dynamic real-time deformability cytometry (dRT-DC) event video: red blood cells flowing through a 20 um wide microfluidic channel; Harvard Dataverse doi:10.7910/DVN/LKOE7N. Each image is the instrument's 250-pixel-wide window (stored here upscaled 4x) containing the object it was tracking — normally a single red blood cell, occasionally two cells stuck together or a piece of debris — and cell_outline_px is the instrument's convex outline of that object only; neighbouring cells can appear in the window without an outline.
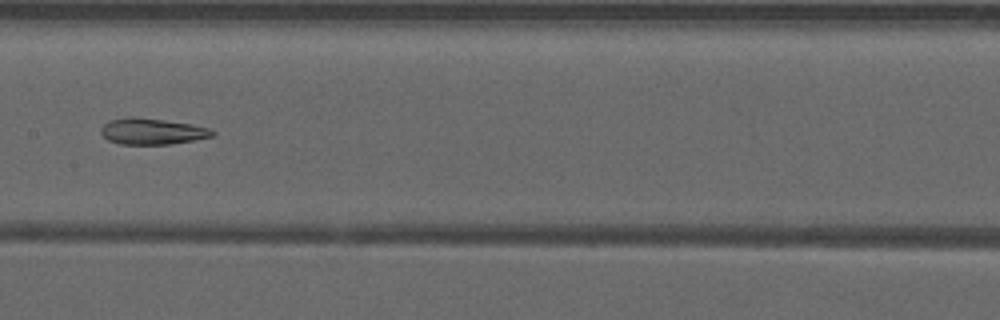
{"species": "common noctule bat (a hibernating species)", "species_latin": "Nyctalus noctula", "temperature_condition": "warm", "stored_images_in_passage": 53, "camera_frame_rate_fps": 3000, "um_per_image_px": 0.085, "animal": {"sex": "male", "forearm_length_mm": 52.5}, "frame": {"image": 1, "passage_image": 28, "time_ms": 9.0, "image_size_px": [1000, 320], "cell_outline_px": [[216, 132], [212, 136], [192, 140], [168, 144], [120, 144], [108, 140], [100, 132], [100, 128], [108, 120], [128, 116], [164, 120], [192, 124], [208, 128]], "centroid_in_image_um": [12.88, 11.15], "position_along_channel_um": 194.5, "area_um2": 16.88}}
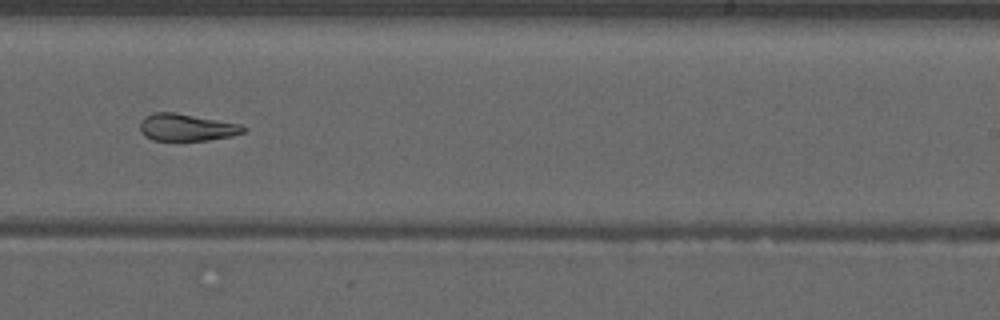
{"frame": {"image": 2, "passage_image": 34, "time_ms": 11.0, "image_size_px": [1000, 320], "cell_outline_px": [[248, 128], [244, 132], [232, 136], [208, 140], [152, 140], [144, 136], [140, 132], [140, 120], [144, 116], [152, 112], [176, 112], [240, 124]], "centroid_in_image_um": [15.83, 10.82], "position_along_channel_um": 273.2, "area_um2": 16.53}}
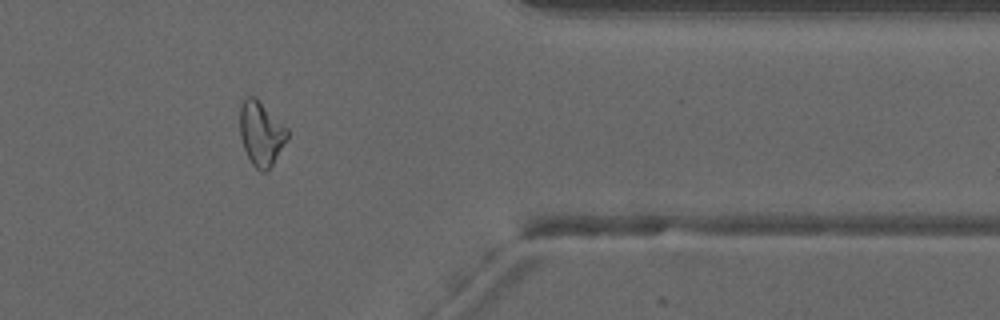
{"frame": {"image": 3, "passage_image": 44, "time_ms": 14.333, "image_size_px": [1000, 320], "cell_outline_px": [[288, 136], [272, 164], [264, 172], [260, 172], [252, 164], [244, 148], [240, 136], [240, 108], [244, 100], [248, 96], [256, 96], [288, 128]], "centroid_in_image_um": [22.19, 11.31], "position_along_channel_um": 389.2, "area_um2": 17.57}, "authors_computed_cell_mechanics": {"area_um2": 19.4208, "velocity_mm_per_s": 3.9532, "shape_relaxation_time_tau1_ms": null, "shape_relaxation_time_tau2_ms": 3.4874, "deformation_change_tau1": null, "deformation_change_tau2": 0.1162}}